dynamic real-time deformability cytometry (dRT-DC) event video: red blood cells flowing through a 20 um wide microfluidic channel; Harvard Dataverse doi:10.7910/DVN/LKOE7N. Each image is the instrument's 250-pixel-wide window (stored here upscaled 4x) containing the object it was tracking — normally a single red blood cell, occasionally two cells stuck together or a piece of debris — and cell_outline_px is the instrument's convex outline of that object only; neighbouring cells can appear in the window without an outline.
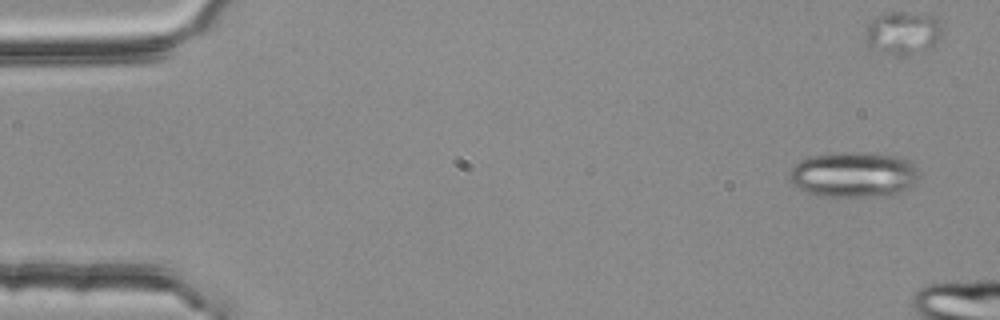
{"species": "common noctule bat (a hibernating species)", "species_latin": "Nyctalus noctula", "temperature_condition": "room temperature", "stored_images_in_passage": 3, "camera_frame_rate_fps": 3000, "um_per_image_px": 0.085, "animal": {"sex": "female", "body_mass_g": 25.1}, "frame": {"image": 1, "passage_image": 1, "time_ms": 0.0, "image_size_px": [1000, 320], "cell_outline_px": [[920, 176], [912, 184], [896, 196], [836, 200], [816, 196], [792, 184], [788, 180], [788, 172], [800, 160], [812, 156], [844, 152], [872, 152], [896, 156], [908, 160], [920, 172]], "centroid_in_image_um": [72.55, 14.91], "position_along_channel_um": 12.4, "area_um2": 35.78}}